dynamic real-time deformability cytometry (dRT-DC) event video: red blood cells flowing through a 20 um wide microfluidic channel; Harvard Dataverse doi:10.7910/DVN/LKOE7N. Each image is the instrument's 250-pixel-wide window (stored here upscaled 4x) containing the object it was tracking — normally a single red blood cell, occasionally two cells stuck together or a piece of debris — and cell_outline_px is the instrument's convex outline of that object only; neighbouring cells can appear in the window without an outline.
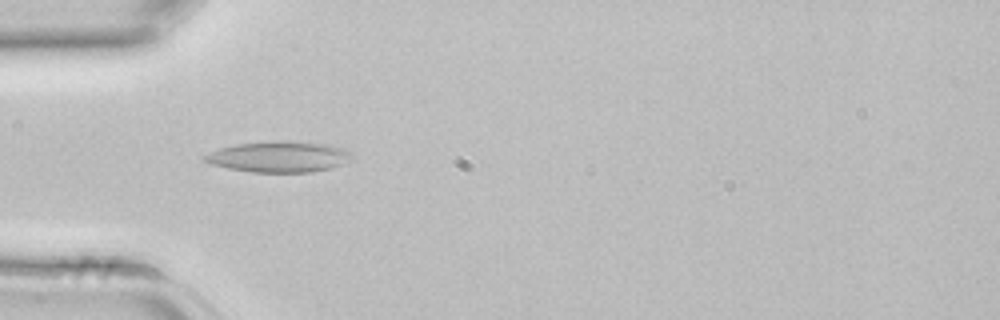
{"species": "common noctule bat (a hibernating species)", "species_latin": "Nyctalus noctula", "temperature_condition": "room temperature", "stored_images_in_passage": 3, "camera_frame_rate_fps": 3000, "um_per_image_px": 0.085, "animal": {"sex": "female", "body_mass_g": 22.7, "forearm_length_mm": 54.2}, "frame": {"image": 1, "passage_image": 3, "time_ms": 0.667, "image_size_px": [1000, 320], "cell_outline_px": [[352, 156], [340, 164], [332, 168], [312, 172], [252, 172], [228, 168], [212, 164], [204, 160], [204, 156], [220, 148], [236, 144], [288, 140], [328, 144], [352, 152]], "centroid_in_image_um": [23.72, 13.32], "position_along_channel_um": 61.3, "area_um2": 26.13}}